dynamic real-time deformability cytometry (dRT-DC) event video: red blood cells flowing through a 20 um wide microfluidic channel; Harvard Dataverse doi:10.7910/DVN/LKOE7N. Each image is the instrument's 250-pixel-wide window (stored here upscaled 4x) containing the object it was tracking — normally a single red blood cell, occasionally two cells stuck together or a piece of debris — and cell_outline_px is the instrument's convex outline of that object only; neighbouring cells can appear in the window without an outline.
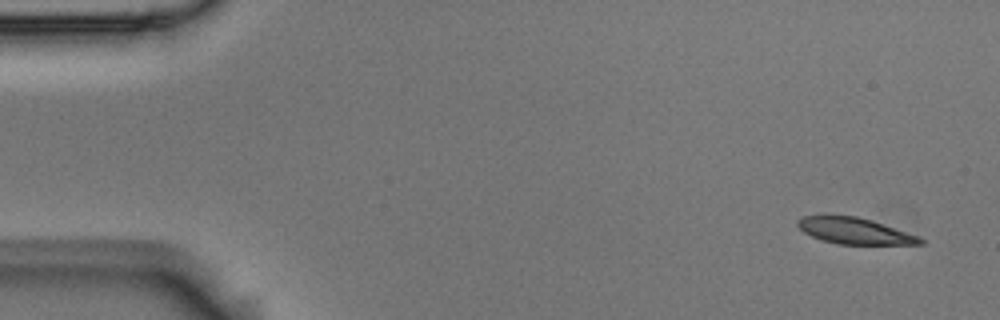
{"species": "Egyptian fruit bat (a non-hibernating species)", "species_latin": "Rousettus aegyptiacus", "temperature_condition": "room temperature", "stored_images_in_passage": 6, "camera_frame_rate_fps": 3000, "um_per_image_px": 0.085, "animal": {"sex": "male"}, "frame": {"image": 1, "passage_image": 1, "time_ms": 0.0, "image_size_px": [1000, 320], "cell_outline_px": [[924, 244], [836, 244], [820, 240], [804, 232], [796, 224], [796, 220], [804, 216], [824, 212], [828, 212], [856, 216], [872, 220], [920, 236], [924, 240]], "centroid_in_image_um": [72.57, 19.58], "position_along_channel_um": 12.4, "area_um2": 19.48}}
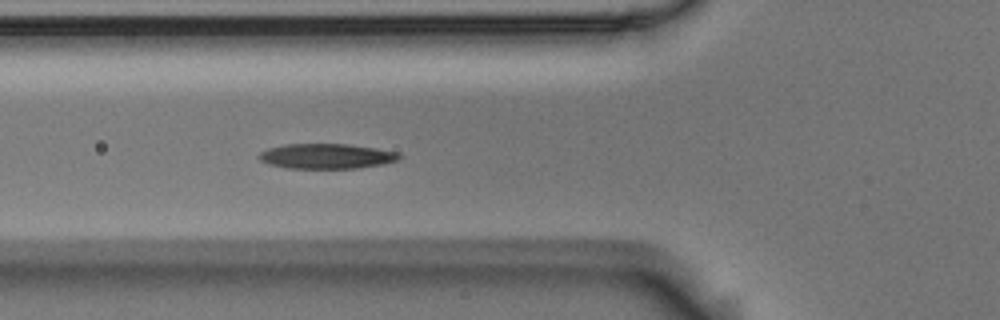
{"frame": {"image": 2, "passage_image": 6, "time_ms": 1.667, "image_size_px": [1000, 320], "cell_outline_px": [[404, 156], [396, 160], [384, 164], [356, 168], [288, 168], [268, 164], [260, 160], [256, 156], [260, 152], [268, 148], [284, 144], [348, 144], [376, 148], [400, 152]], "centroid_in_image_um": [27.76, 13.27], "position_along_channel_um": 98.0, "area_um2": 20.63}}